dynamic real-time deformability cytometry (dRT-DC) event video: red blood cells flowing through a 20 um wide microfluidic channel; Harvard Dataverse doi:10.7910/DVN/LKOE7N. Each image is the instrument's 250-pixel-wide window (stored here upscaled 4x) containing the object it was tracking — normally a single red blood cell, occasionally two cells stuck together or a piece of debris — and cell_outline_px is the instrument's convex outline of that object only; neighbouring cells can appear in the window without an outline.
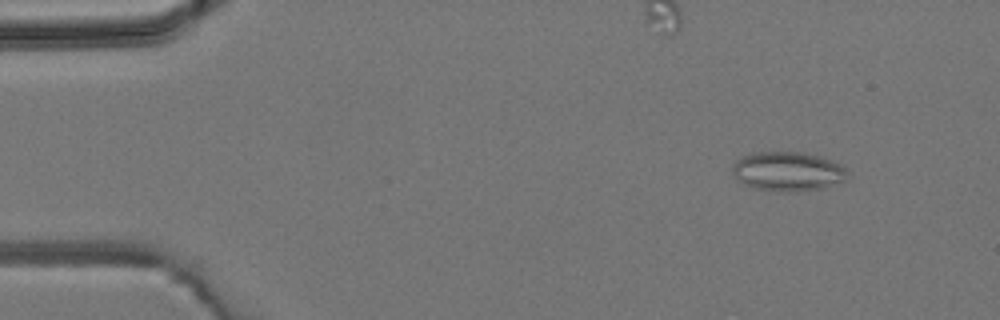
{"species": "common noctule bat (a hibernating species)", "species_latin": "Nyctalus noctula", "temperature_condition": "room temperature", "stored_images_in_passage": 4, "camera_frame_rate_fps": 3000, "um_per_image_px": 0.085, "animal": {"sex": "male", "body_mass_g": 19.2, "forearm_length_mm": 51.8}, "frame": {"image": 1, "passage_image": 2, "time_ms": 1.333, "image_size_px": [1000, 320], "cell_outline_px": [[844, 180], [820, 188], [796, 192], [784, 192], [756, 188], [744, 184], [736, 180], [732, 172], [732, 164], [736, 160], [752, 152], [804, 152], [832, 160], [840, 164], [844, 168]], "centroid_in_image_um": [66.88, 14.56], "position_along_channel_um": 18.1, "area_um2": 26.13}}